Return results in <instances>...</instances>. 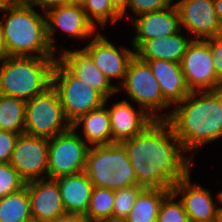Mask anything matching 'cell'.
<instances>
[{
	"instance_id": "6da1fadb",
	"label": "cell",
	"mask_w": 222,
	"mask_h": 222,
	"mask_svg": "<svg viewBox=\"0 0 222 222\" xmlns=\"http://www.w3.org/2000/svg\"><path fill=\"white\" fill-rule=\"evenodd\" d=\"M122 144L126 148L138 186L172 190L177 182L191 172L193 157L187 155L189 153L166 119L154 120Z\"/></svg>"
},
{
	"instance_id": "7a4b0ae2",
	"label": "cell",
	"mask_w": 222,
	"mask_h": 222,
	"mask_svg": "<svg viewBox=\"0 0 222 222\" xmlns=\"http://www.w3.org/2000/svg\"><path fill=\"white\" fill-rule=\"evenodd\" d=\"M173 108L166 120L192 157L197 148L222 139V103L213 91H192Z\"/></svg>"
},
{
	"instance_id": "3957f363",
	"label": "cell",
	"mask_w": 222,
	"mask_h": 222,
	"mask_svg": "<svg viewBox=\"0 0 222 222\" xmlns=\"http://www.w3.org/2000/svg\"><path fill=\"white\" fill-rule=\"evenodd\" d=\"M35 9L29 0H5L0 5L4 12L1 38L7 56L56 57L47 37L45 13L42 16Z\"/></svg>"
},
{
	"instance_id": "277c9868",
	"label": "cell",
	"mask_w": 222,
	"mask_h": 222,
	"mask_svg": "<svg viewBox=\"0 0 222 222\" xmlns=\"http://www.w3.org/2000/svg\"><path fill=\"white\" fill-rule=\"evenodd\" d=\"M58 57L6 56L0 63V94L28 101L52 86Z\"/></svg>"
},
{
	"instance_id": "5b68a950",
	"label": "cell",
	"mask_w": 222,
	"mask_h": 222,
	"mask_svg": "<svg viewBox=\"0 0 222 222\" xmlns=\"http://www.w3.org/2000/svg\"><path fill=\"white\" fill-rule=\"evenodd\" d=\"M94 187L117 190L137 185V178L122 143L90 146L84 171Z\"/></svg>"
},
{
	"instance_id": "8992f818",
	"label": "cell",
	"mask_w": 222,
	"mask_h": 222,
	"mask_svg": "<svg viewBox=\"0 0 222 222\" xmlns=\"http://www.w3.org/2000/svg\"><path fill=\"white\" fill-rule=\"evenodd\" d=\"M117 90L118 93L125 91L131 101L138 104L137 106L144 109L155 120L167 119L171 113L170 110L164 111L171 105L163 98L160 85L151 72L149 64L136 55L129 62L124 81L121 85H117Z\"/></svg>"
},
{
	"instance_id": "52a82bcc",
	"label": "cell",
	"mask_w": 222,
	"mask_h": 222,
	"mask_svg": "<svg viewBox=\"0 0 222 222\" xmlns=\"http://www.w3.org/2000/svg\"><path fill=\"white\" fill-rule=\"evenodd\" d=\"M52 87L59 95L70 124L105 103V98L98 91L76 77L58 58L52 71Z\"/></svg>"
},
{
	"instance_id": "ba28073f",
	"label": "cell",
	"mask_w": 222,
	"mask_h": 222,
	"mask_svg": "<svg viewBox=\"0 0 222 222\" xmlns=\"http://www.w3.org/2000/svg\"><path fill=\"white\" fill-rule=\"evenodd\" d=\"M70 128L59 95L52 86L26 101L24 133L49 139Z\"/></svg>"
},
{
	"instance_id": "9c48e42d",
	"label": "cell",
	"mask_w": 222,
	"mask_h": 222,
	"mask_svg": "<svg viewBox=\"0 0 222 222\" xmlns=\"http://www.w3.org/2000/svg\"><path fill=\"white\" fill-rule=\"evenodd\" d=\"M89 149L90 146L72 127L49 138L47 178L84 172Z\"/></svg>"
},
{
	"instance_id": "30bf717a",
	"label": "cell",
	"mask_w": 222,
	"mask_h": 222,
	"mask_svg": "<svg viewBox=\"0 0 222 222\" xmlns=\"http://www.w3.org/2000/svg\"><path fill=\"white\" fill-rule=\"evenodd\" d=\"M188 89L212 91L220 83L213 65L209 39L192 40L180 62Z\"/></svg>"
},
{
	"instance_id": "8fae6325",
	"label": "cell",
	"mask_w": 222,
	"mask_h": 222,
	"mask_svg": "<svg viewBox=\"0 0 222 222\" xmlns=\"http://www.w3.org/2000/svg\"><path fill=\"white\" fill-rule=\"evenodd\" d=\"M9 163L26 183L47 178L48 138L19 134Z\"/></svg>"
},
{
	"instance_id": "7c38bea8",
	"label": "cell",
	"mask_w": 222,
	"mask_h": 222,
	"mask_svg": "<svg viewBox=\"0 0 222 222\" xmlns=\"http://www.w3.org/2000/svg\"><path fill=\"white\" fill-rule=\"evenodd\" d=\"M47 37L54 52L58 55L61 51L57 48V30H63L68 38L87 40L97 34V28L88 19L83 7L76 4H68L50 9L45 13ZM88 38V39H87Z\"/></svg>"
},
{
	"instance_id": "4fadbf2b",
	"label": "cell",
	"mask_w": 222,
	"mask_h": 222,
	"mask_svg": "<svg viewBox=\"0 0 222 222\" xmlns=\"http://www.w3.org/2000/svg\"><path fill=\"white\" fill-rule=\"evenodd\" d=\"M180 27L193 40H206L222 34L214 0H175Z\"/></svg>"
},
{
	"instance_id": "5bb4252c",
	"label": "cell",
	"mask_w": 222,
	"mask_h": 222,
	"mask_svg": "<svg viewBox=\"0 0 222 222\" xmlns=\"http://www.w3.org/2000/svg\"><path fill=\"white\" fill-rule=\"evenodd\" d=\"M90 42L81 48L95 63L99 70L112 83L113 79L123 83L129 62L135 50L126 46H116L105 35L98 32ZM120 47V48H119Z\"/></svg>"
},
{
	"instance_id": "9a60e30c",
	"label": "cell",
	"mask_w": 222,
	"mask_h": 222,
	"mask_svg": "<svg viewBox=\"0 0 222 222\" xmlns=\"http://www.w3.org/2000/svg\"><path fill=\"white\" fill-rule=\"evenodd\" d=\"M30 201L32 219L50 222L66 214L57 181L44 178L25 184Z\"/></svg>"
},
{
	"instance_id": "2e32d148",
	"label": "cell",
	"mask_w": 222,
	"mask_h": 222,
	"mask_svg": "<svg viewBox=\"0 0 222 222\" xmlns=\"http://www.w3.org/2000/svg\"><path fill=\"white\" fill-rule=\"evenodd\" d=\"M182 202L192 221H210L217 219L219 207L211 192L199 183H192L191 174L177 182L171 190ZM182 195V196H181ZM180 196V197H179Z\"/></svg>"
},
{
	"instance_id": "e0dca14e",
	"label": "cell",
	"mask_w": 222,
	"mask_h": 222,
	"mask_svg": "<svg viewBox=\"0 0 222 222\" xmlns=\"http://www.w3.org/2000/svg\"><path fill=\"white\" fill-rule=\"evenodd\" d=\"M58 59L79 79L91 85L105 99L116 95L117 84H112L109 79L99 70L92 59L81 49L61 48Z\"/></svg>"
},
{
	"instance_id": "ac0fdd59",
	"label": "cell",
	"mask_w": 222,
	"mask_h": 222,
	"mask_svg": "<svg viewBox=\"0 0 222 222\" xmlns=\"http://www.w3.org/2000/svg\"><path fill=\"white\" fill-rule=\"evenodd\" d=\"M134 28L132 47L135 50L143 41L173 35L181 30L176 5L167 9L139 15L131 20Z\"/></svg>"
},
{
	"instance_id": "d6986e66",
	"label": "cell",
	"mask_w": 222,
	"mask_h": 222,
	"mask_svg": "<svg viewBox=\"0 0 222 222\" xmlns=\"http://www.w3.org/2000/svg\"><path fill=\"white\" fill-rule=\"evenodd\" d=\"M129 99L116 102L108 109L112 131V143H122L143 131L155 119L141 107L139 110Z\"/></svg>"
},
{
	"instance_id": "ffe728a7",
	"label": "cell",
	"mask_w": 222,
	"mask_h": 222,
	"mask_svg": "<svg viewBox=\"0 0 222 222\" xmlns=\"http://www.w3.org/2000/svg\"><path fill=\"white\" fill-rule=\"evenodd\" d=\"M171 108L190 94L180 63L157 59L146 61ZM173 105V106H172Z\"/></svg>"
},
{
	"instance_id": "44dd1931",
	"label": "cell",
	"mask_w": 222,
	"mask_h": 222,
	"mask_svg": "<svg viewBox=\"0 0 222 222\" xmlns=\"http://www.w3.org/2000/svg\"><path fill=\"white\" fill-rule=\"evenodd\" d=\"M186 35L184 36L181 29L170 36L143 41L135 49V55L143 61L164 59L180 63L188 45L193 40L188 34Z\"/></svg>"
},
{
	"instance_id": "7402d4cb",
	"label": "cell",
	"mask_w": 222,
	"mask_h": 222,
	"mask_svg": "<svg viewBox=\"0 0 222 222\" xmlns=\"http://www.w3.org/2000/svg\"><path fill=\"white\" fill-rule=\"evenodd\" d=\"M66 213L85 215L93 189V184L85 172L65 175L55 179Z\"/></svg>"
},
{
	"instance_id": "603a6c76",
	"label": "cell",
	"mask_w": 222,
	"mask_h": 222,
	"mask_svg": "<svg viewBox=\"0 0 222 222\" xmlns=\"http://www.w3.org/2000/svg\"><path fill=\"white\" fill-rule=\"evenodd\" d=\"M108 100L109 98L105 99V103L101 107L80 116L71 124L75 131L79 132L82 129L81 133L77 132V134H80L79 136L89 146L112 143L110 116L107 109Z\"/></svg>"
},
{
	"instance_id": "cb8c5ba5",
	"label": "cell",
	"mask_w": 222,
	"mask_h": 222,
	"mask_svg": "<svg viewBox=\"0 0 222 222\" xmlns=\"http://www.w3.org/2000/svg\"><path fill=\"white\" fill-rule=\"evenodd\" d=\"M171 192L167 189H146L138 195L127 222H157L163 199Z\"/></svg>"
},
{
	"instance_id": "d4e9b609",
	"label": "cell",
	"mask_w": 222,
	"mask_h": 222,
	"mask_svg": "<svg viewBox=\"0 0 222 222\" xmlns=\"http://www.w3.org/2000/svg\"><path fill=\"white\" fill-rule=\"evenodd\" d=\"M32 220L27 187L0 198V222H28Z\"/></svg>"
},
{
	"instance_id": "484cf974",
	"label": "cell",
	"mask_w": 222,
	"mask_h": 222,
	"mask_svg": "<svg viewBox=\"0 0 222 222\" xmlns=\"http://www.w3.org/2000/svg\"><path fill=\"white\" fill-rule=\"evenodd\" d=\"M26 102L0 94V130L24 133Z\"/></svg>"
},
{
	"instance_id": "4316f807",
	"label": "cell",
	"mask_w": 222,
	"mask_h": 222,
	"mask_svg": "<svg viewBox=\"0 0 222 222\" xmlns=\"http://www.w3.org/2000/svg\"><path fill=\"white\" fill-rule=\"evenodd\" d=\"M113 207L114 190L93 187L89 207L84 217L87 222H98L113 217Z\"/></svg>"
},
{
	"instance_id": "83f0119b",
	"label": "cell",
	"mask_w": 222,
	"mask_h": 222,
	"mask_svg": "<svg viewBox=\"0 0 222 222\" xmlns=\"http://www.w3.org/2000/svg\"><path fill=\"white\" fill-rule=\"evenodd\" d=\"M82 7L88 19L97 29L98 25L105 29L104 27L109 21L111 24H117V21L122 19L109 0H86Z\"/></svg>"
},
{
	"instance_id": "f1b7e54d",
	"label": "cell",
	"mask_w": 222,
	"mask_h": 222,
	"mask_svg": "<svg viewBox=\"0 0 222 222\" xmlns=\"http://www.w3.org/2000/svg\"><path fill=\"white\" fill-rule=\"evenodd\" d=\"M143 189L141 186L132 185L114 190L113 217L126 219Z\"/></svg>"
},
{
	"instance_id": "f546056e",
	"label": "cell",
	"mask_w": 222,
	"mask_h": 222,
	"mask_svg": "<svg viewBox=\"0 0 222 222\" xmlns=\"http://www.w3.org/2000/svg\"><path fill=\"white\" fill-rule=\"evenodd\" d=\"M182 202L171 191L162 201L157 222H189Z\"/></svg>"
},
{
	"instance_id": "4dcf8cb0",
	"label": "cell",
	"mask_w": 222,
	"mask_h": 222,
	"mask_svg": "<svg viewBox=\"0 0 222 222\" xmlns=\"http://www.w3.org/2000/svg\"><path fill=\"white\" fill-rule=\"evenodd\" d=\"M26 182L9 163H0V198L25 187Z\"/></svg>"
},
{
	"instance_id": "1f68e13d",
	"label": "cell",
	"mask_w": 222,
	"mask_h": 222,
	"mask_svg": "<svg viewBox=\"0 0 222 222\" xmlns=\"http://www.w3.org/2000/svg\"><path fill=\"white\" fill-rule=\"evenodd\" d=\"M175 0H128L126 10L121 14V18L128 14V9L133 15L128 20L151 12H157L169 8L174 5ZM136 15V16H135Z\"/></svg>"
},
{
	"instance_id": "d6a6232c",
	"label": "cell",
	"mask_w": 222,
	"mask_h": 222,
	"mask_svg": "<svg viewBox=\"0 0 222 222\" xmlns=\"http://www.w3.org/2000/svg\"><path fill=\"white\" fill-rule=\"evenodd\" d=\"M19 133L0 130V163H7L11 159Z\"/></svg>"
},
{
	"instance_id": "836d02e7",
	"label": "cell",
	"mask_w": 222,
	"mask_h": 222,
	"mask_svg": "<svg viewBox=\"0 0 222 222\" xmlns=\"http://www.w3.org/2000/svg\"><path fill=\"white\" fill-rule=\"evenodd\" d=\"M209 48L217 78L222 82V34L209 38Z\"/></svg>"
},
{
	"instance_id": "e575fe53",
	"label": "cell",
	"mask_w": 222,
	"mask_h": 222,
	"mask_svg": "<svg viewBox=\"0 0 222 222\" xmlns=\"http://www.w3.org/2000/svg\"><path fill=\"white\" fill-rule=\"evenodd\" d=\"M35 7L41 8L40 12L46 13L50 9L71 4V0H29Z\"/></svg>"
},
{
	"instance_id": "d590c367",
	"label": "cell",
	"mask_w": 222,
	"mask_h": 222,
	"mask_svg": "<svg viewBox=\"0 0 222 222\" xmlns=\"http://www.w3.org/2000/svg\"><path fill=\"white\" fill-rule=\"evenodd\" d=\"M50 222H87L83 215L66 213Z\"/></svg>"
},
{
	"instance_id": "8d00e7d4",
	"label": "cell",
	"mask_w": 222,
	"mask_h": 222,
	"mask_svg": "<svg viewBox=\"0 0 222 222\" xmlns=\"http://www.w3.org/2000/svg\"><path fill=\"white\" fill-rule=\"evenodd\" d=\"M112 7L121 15L126 10L128 0H109Z\"/></svg>"
},
{
	"instance_id": "74e56055",
	"label": "cell",
	"mask_w": 222,
	"mask_h": 222,
	"mask_svg": "<svg viewBox=\"0 0 222 222\" xmlns=\"http://www.w3.org/2000/svg\"><path fill=\"white\" fill-rule=\"evenodd\" d=\"M215 11L217 18L222 25V0H214Z\"/></svg>"
},
{
	"instance_id": "f35d334b",
	"label": "cell",
	"mask_w": 222,
	"mask_h": 222,
	"mask_svg": "<svg viewBox=\"0 0 222 222\" xmlns=\"http://www.w3.org/2000/svg\"><path fill=\"white\" fill-rule=\"evenodd\" d=\"M212 91L216 94L222 103V82L218 83Z\"/></svg>"
},
{
	"instance_id": "ab89813d",
	"label": "cell",
	"mask_w": 222,
	"mask_h": 222,
	"mask_svg": "<svg viewBox=\"0 0 222 222\" xmlns=\"http://www.w3.org/2000/svg\"><path fill=\"white\" fill-rule=\"evenodd\" d=\"M98 222H127V219L118 218V217H109V218L102 219Z\"/></svg>"
},
{
	"instance_id": "60d3db41",
	"label": "cell",
	"mask_w": 222,
	"mask_h": 222,
	"mask_svg": "<svg viewBox=\"0 0 222 222\" xmlns=\"http://www.w3.org/2000/svg\"><path fill=\"white\" fill-rule=\"evenodd\" d=\"M5 50L3 48L2 44V38H1V23H0V62L6 57Z\"/></svg>"
},
{
	"instance_id": "b9f144b4",
	"label": "cell",
	"mask_w": 222,
	"mask_h": 222,
	"mask_svg": "<svg viewBox=\"0 0 222 222\" xmlns=\"http://www.w3.org/2000/svg\"><path fill=\"white\" fill-rule=\"evenodd\" d=\"M216 198H217L216 202H219V204H220L219 207L222 208V190L217 193Z\"/></svg>"
},
{
	"instance_id": "7bdbcfd3",
	"label": "cell",
	"mask_w": 222,
	"mask_h": 222,
	"mask_svg": "<svg viewBox=\"0 0 222 222\" xmlns=\"http://www.w3.org/2000/svg\"><path fill=\"white\" fill-rule=\"evenodd\" d=\"M86 2V0H71V4H76L83 6V4Z\"/></svg>"
},
{
	"instance_id": "ee69618b",
	"label": "cell",
	"mask_w": 222,
	"mask_h": 222,
	"mask_svg": "<svg viewBox=\"0 0 222 222\" xmlns=\"http://www.w3.org/2000/svg\"><path fill=\"white\" fill-rule=\"evenodd\" d=\"M217 221L222 222V208L220 207L218 209Z\"/></svg>"
},
{
	"instance_id": "f6af8a7d",
	"label": "cell",
	"mask_w": 222,
	"mask_h": 222,
	"mask_svg": "<svg viewBox=\"0 0 222 222\" xmlns=\"http://www.w3.org/2000/svg\"><path fill=\"white\" fill-rule=\"evenodd\" d=\"M189 222H218L217 219L215 220H210V221H192L190 220Z\"/></svg>"
},
{
	"instance_id": "bcb514c9",
	"label": "cell",
	"mask_w": 222,
	"mask_h": 222,
	"mask_svg": "<svg viewBox=\"0 0 222 222\" xmlns=\"http://www.w3.org/2000/svg\"><path fill=\"white\" fill-rule=\"evenodd\" d=\"M28 222H41V221L32 219V220H30V221H28Z\"/></svg>"
}]
</instances>
